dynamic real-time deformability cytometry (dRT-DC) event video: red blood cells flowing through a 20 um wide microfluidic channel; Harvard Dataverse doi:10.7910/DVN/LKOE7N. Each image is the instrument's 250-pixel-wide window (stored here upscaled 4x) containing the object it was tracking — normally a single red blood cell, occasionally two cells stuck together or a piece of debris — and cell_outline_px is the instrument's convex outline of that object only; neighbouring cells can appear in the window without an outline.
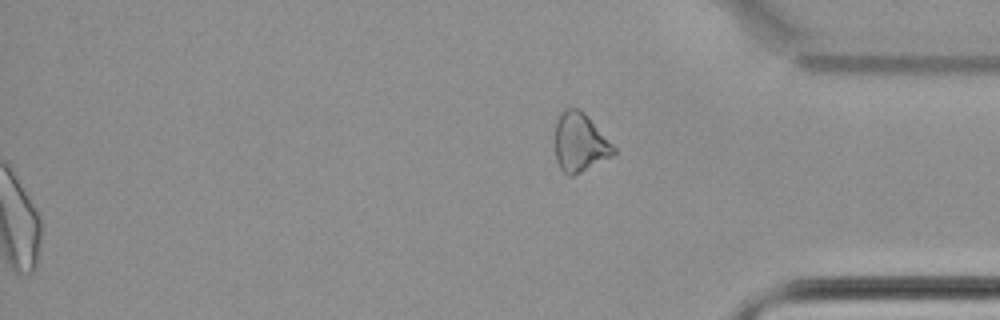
{"species": "common noctule bat (a hibernating species)", "species_latin": "Nyctalus noctula", "temperature_condition": "cold", "stored_images_in_passage": 63, "segment_of_instrument_passage": [2, 2], "camera_frame_rate_fps": 3000, "um_per_image_px": 0.085, "animal": {"sex": "female", "body_mass_g": 22.7, "forearm_length_mm": 54.2}, "frame": {"image": 1, "passage_image": 63, "time_ms": 20.667, "image_size_px": [1000, 320], "cell_outline_px": [[616, 152], [572, 176], [568, 176], [560, 168], [556, 160], [556, 120], [560, 112], [564, 108], [580, 108], [588, 116], [616, 148]], "centroid_in_image_um": [49.26, 12.06], "position_along_channel_um": 385.9, "area_um2": 19.71}}